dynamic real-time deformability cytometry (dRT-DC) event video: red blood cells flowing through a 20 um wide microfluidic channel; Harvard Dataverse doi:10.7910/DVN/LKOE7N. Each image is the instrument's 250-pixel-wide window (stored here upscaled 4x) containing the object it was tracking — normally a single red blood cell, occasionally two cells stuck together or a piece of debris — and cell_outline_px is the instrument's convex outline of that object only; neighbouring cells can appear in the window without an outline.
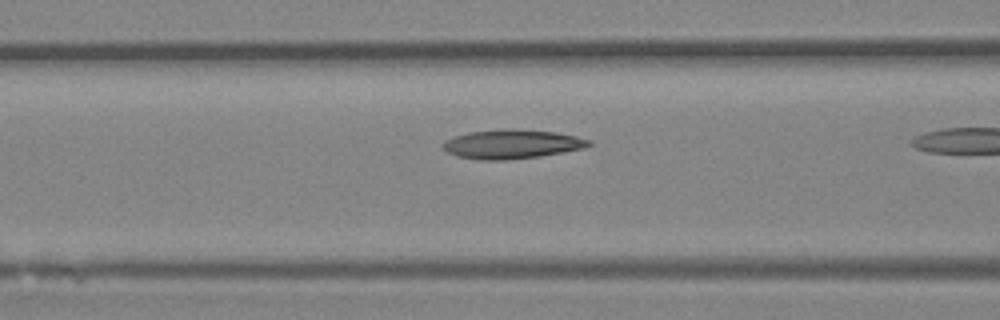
{"species": "Egyptian fruit bat (a non-hibernating species)", "species_latin": "Rousettus aegyptiacus", "temperature_condition": "room temperature", "stored_images_in_passage": 14, "camera_frame_rate_fps": 3000, "um_per_image_px": 0.085, "animal": {"sex": "female"}, "frame": {"image": 1, "passage_image": 7, "time_ms": 2.0, "image_size_px": [1000, 320], "cell_outline_px": [[592, 144], [584, 148], [540, 156], [508, 160], [480, 160], [456, 156], [448, 152], [440, 144], [444, 140], [468, 132], [504, 128], [516, 128], [556, 132], [576, 136], [592, 140]], "centroid_in_image_um": [43.51, 12.24], "position_along_channel_um": 123.1, "area_um2": 25.03}}
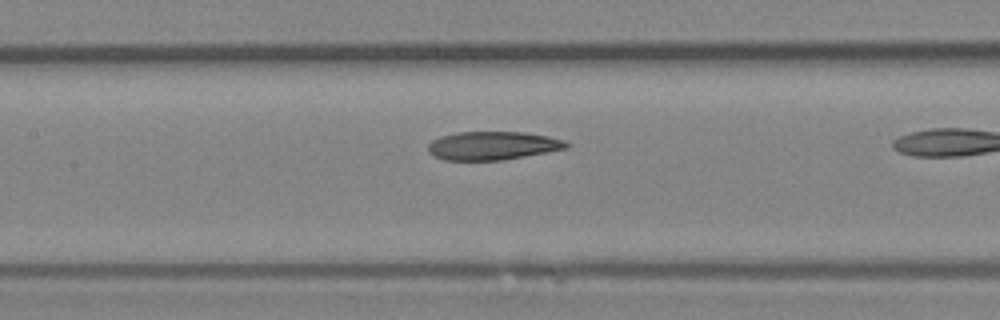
{"frame": {"image": 2, "passage_image": 10, "time_ms": 3.0, "image_size_px": [1000, 320], "cell_outline_px": [[568, 148], [548, 152], [500, 160], [444, 160], [432, 156], [428, 152], [428, 144], [432, 140], [440, 136], [456, 132], [524, 132], [548, 136], [564, 140], [568, 144]], "centroid_in_image_um": [41.83, 12.38], "position_along_channel_um": 165.6, "area_um2": 22.95}}